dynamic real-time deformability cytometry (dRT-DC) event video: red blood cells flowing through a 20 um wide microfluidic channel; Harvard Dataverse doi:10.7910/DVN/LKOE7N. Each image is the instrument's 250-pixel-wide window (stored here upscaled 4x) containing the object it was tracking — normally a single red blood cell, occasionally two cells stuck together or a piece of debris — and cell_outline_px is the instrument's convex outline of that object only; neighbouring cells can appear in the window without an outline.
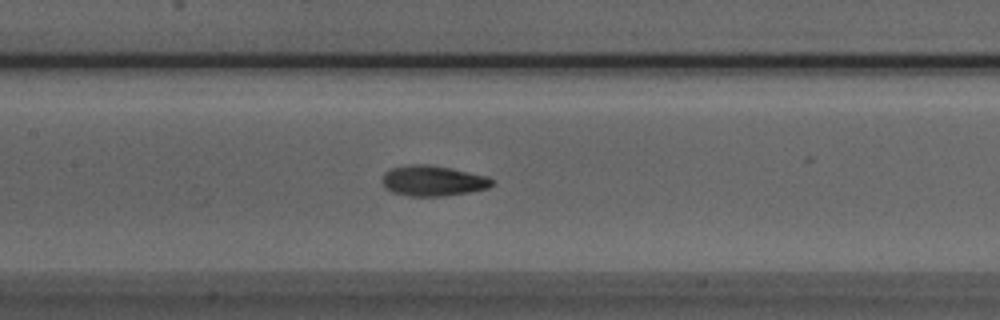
{"species": "Egyptian fruit bat (a non-hibernating species)", "species_latin": "Rousettus aegyptiacus", "temperature_condition": "room temperature", "stored_images_in_passage": 11, "camera_frame_rate_fps": 3000, "um_per_image_px": 0.085, "animal": {"sex": "male"}, "frame": {"image": 1, "passage_image": 9, "time_ms": 2.667, "image_size_px": [1000, 320], "cell_outline_px": [[496, 184], [488, 188], [468, 192], [444, 196], [408, 196], [392, 192], [384, 188], [380, 180], [384, 172], [392, 168], [412, 164], [428, 164], [488, 176], [496, 180]], "centroid_in_image_um": [36.79, 15.37], "position_along_channel_um": 170.6, "area_um2": 19.71}}